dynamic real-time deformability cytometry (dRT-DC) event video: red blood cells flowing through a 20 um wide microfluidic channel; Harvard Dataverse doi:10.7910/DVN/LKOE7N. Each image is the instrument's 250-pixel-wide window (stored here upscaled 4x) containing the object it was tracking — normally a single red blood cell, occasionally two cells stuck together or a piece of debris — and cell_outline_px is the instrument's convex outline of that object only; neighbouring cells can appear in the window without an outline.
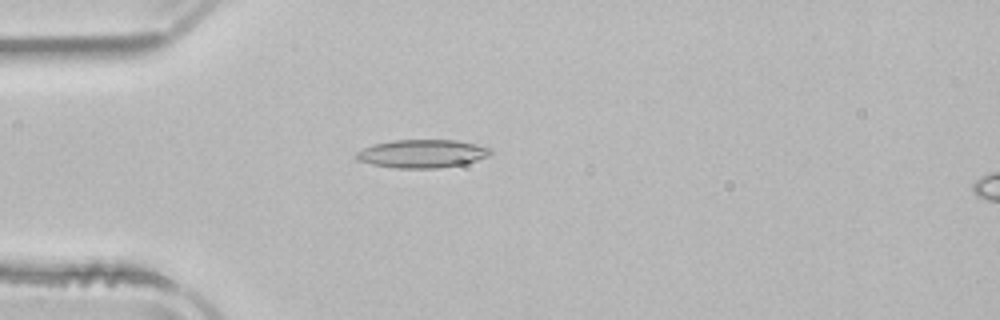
{"species": "common noctule bat (a hibernating species)", "species_latin": "Nyctalus noctula", "temperature_condition": "room temperature", "stored_images_in_passage": 45, "camera_frame_rate_fps": 3000, "um_per_image_px": 0.085, "animal": {"sex": "male", "body_mass_g": 21.5, "forearm_length_mm": 52.0}, "frame": {"image": 1, "passage_image": 8, "time_ms": 2.333, "image_size_px": [1000, 320], "cell_outline_px": [[492, 152], [488, 156], [476, 160], [460, 164], [436, 168], [396, 168], [372, 164], [356, 160], [356, 152], [364, 148], [376, 144], [396, 140], [456, 140], [476, 144], [492, 148]], "centroid_in_image_um": [35.89, 13.06], "position_along_channel_um": 49.1, "area_um2": 21.79}}
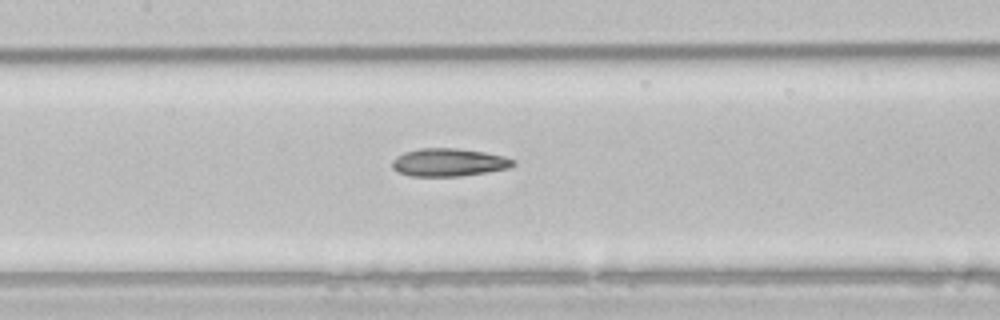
{"frame": {"image": 2, "passage_image": 18, "time_ms": 5.667, "image_size_px": [1000, 320], "cell_outline_px": [[516, 164], [508, 168], [460, 176], [412, 176], [396, 172], [392, 168], [392, 160], [396, 156], [404, 152], [420, 148], [456, 148], [484, 152], [504, 156], [516, 160]], "centroid_in_image_um": [38.12, 13.8], "position_along_channel_um": 169.3, "area_um2": 19.71}}
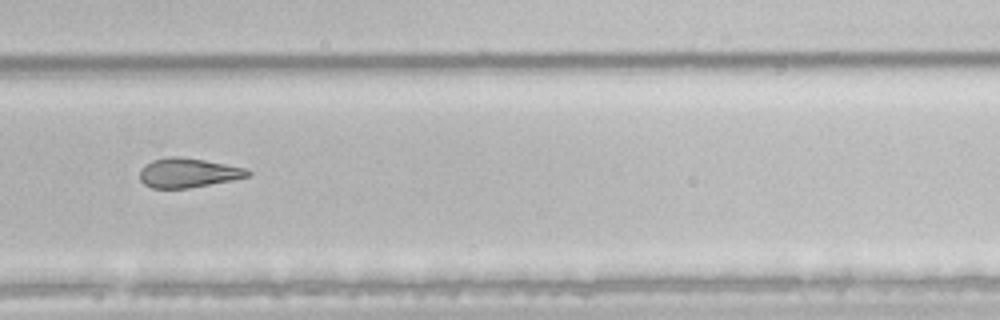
{"frame": {"image": 3, "passage_image": 29, "time_ms": 9.333, "image_size_px": [1000, 320], "cell_outline_px": [[252, 172], [248, 176], [232, 180], [188, 188], [152, 188], [144, 184], [140, 180], [140, 172], [144, 164], [152, 160], [168, 156], [180, 156], [204, 160], [244, 168]], "centroid_in_image_um": [15.94, 14.68], "position_along_channel_um": 313.9, "area_um2": 18.38}, "authors_computed_cell_mechanics": {"area_um2": 19.941, "velocity_mm_per_s": 3.9587, "shape_relaxation_time_tau1_ms": null, "shape_relaxation_time_tau2_ms": 5.1992, "deformation_change_tau1": null, "deformation_change_tau2": 0.1633}}